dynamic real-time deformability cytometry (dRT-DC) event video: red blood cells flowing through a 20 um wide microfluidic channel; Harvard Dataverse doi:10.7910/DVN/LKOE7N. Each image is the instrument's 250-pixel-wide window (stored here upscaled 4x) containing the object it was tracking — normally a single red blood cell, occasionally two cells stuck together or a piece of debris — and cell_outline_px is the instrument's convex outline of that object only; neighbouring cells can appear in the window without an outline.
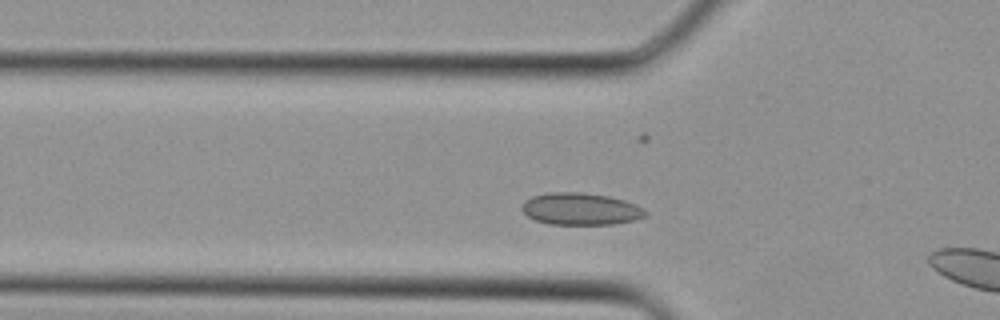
{"species": "Egyptian fruit bat (a non-hibernating species)", "species_latin": "Rousettus aegyptiacus", "temperature_condition": "cold", "stored_images_in_passage": 4, "camera_frame_rate_fps": 3000, "um_per_image_px": 0.085, "animal": {"sex": "female"}, "frame": {"image": 1, "passage_image": 3, "time_ms": 0.667, "image_size_px": [1000, 320], "cell_outline_px": [[648, 212], [644, 216], [632, 220], [612, 224], [548, 224], [536, 220], [528, 216], [520, 208], [524, 200], [532, 196], [548, 192], [580, 192], [608, 196], [624, 200], [636, 204], [644, 208]], "centroid_in_image_um": [49.33, 17.75], "position_along_channel_um": 76.5, "area_um2": 23.06}}